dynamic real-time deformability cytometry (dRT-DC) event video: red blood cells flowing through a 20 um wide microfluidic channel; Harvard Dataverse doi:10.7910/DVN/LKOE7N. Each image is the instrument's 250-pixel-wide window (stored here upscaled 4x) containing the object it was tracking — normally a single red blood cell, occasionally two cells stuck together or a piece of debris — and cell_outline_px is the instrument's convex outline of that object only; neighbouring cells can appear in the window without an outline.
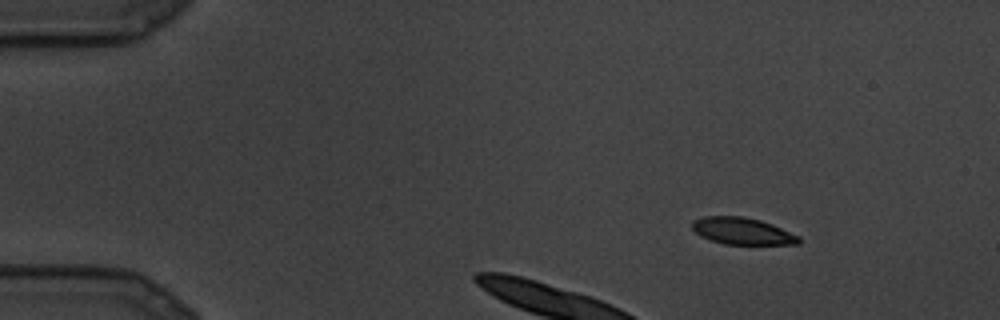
{"species": "common noctule bat (a hibernating species)", "species_latin": "Nyctalus noctula", "temperature_condition": "cold", "stored_images_in_passage": 4, "camera_frame_rate_fps": 3000, "um_per_image_px": 0.085, "animal": {"sex": "male", "body_mass_g": 19.5, "forearm_length_mm": 54.6}, "frame": {"image": 1, "passage_image": 1, "time_ms": 0.0, "image_size_px": [1000, 320], "cell_outline_px": [[800, 244], [724, 244], [700, 236], [692, 228], [692, 220], [704, 216], [744, 216], [760, 220], [772, 224], [800, 236]], "centroid_in_image_um": [63.1, 19.63], "position_along_channel_um": 21.9, "area_um2": 16.7}}